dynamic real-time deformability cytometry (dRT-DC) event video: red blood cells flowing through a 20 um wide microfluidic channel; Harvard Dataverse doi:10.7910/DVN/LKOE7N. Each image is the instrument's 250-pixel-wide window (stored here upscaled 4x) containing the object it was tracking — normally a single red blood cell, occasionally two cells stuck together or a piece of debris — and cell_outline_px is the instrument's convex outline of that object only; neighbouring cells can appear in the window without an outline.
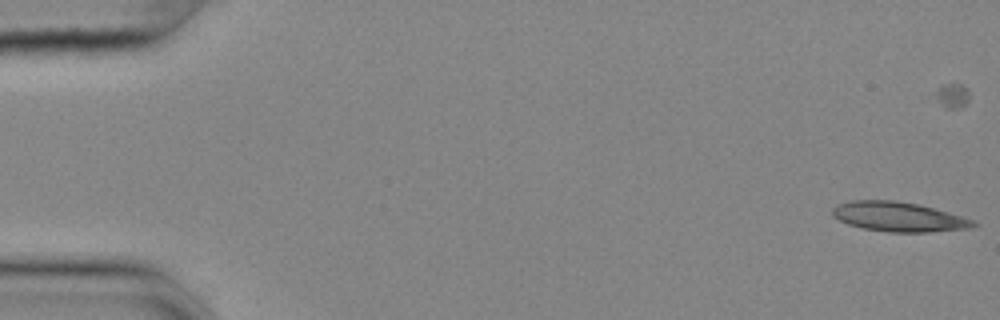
{"species": "common noctule bat (a hibernating species)", "species_latin": "Nyctalus noctula", "temperature_condition": "cold", "stored_images_in_passage": 47, "camera_frame_rate_fps": 3000, "um_per_image_px": 0.085, "animal": {"sex": "female", "body_mass_g": 25.1}, "frame": {"image": 1, "passage_image": 1, "time_ms": 0.0, "image_size_px": [1000, 320], "cell_outline_px": [[980, 224], [972, 228], [924, 232], [888, 232], [864, 228], [848, 224], [832, 216], [832, 208], [836, 204], [848, 200], [896, 200], [920, 204], [948, 212], [972, 220]], "centroid_in_image_um": [76.35, 18.41], "position_along_channel_um": 8.6, "area_um2": 24.39}}
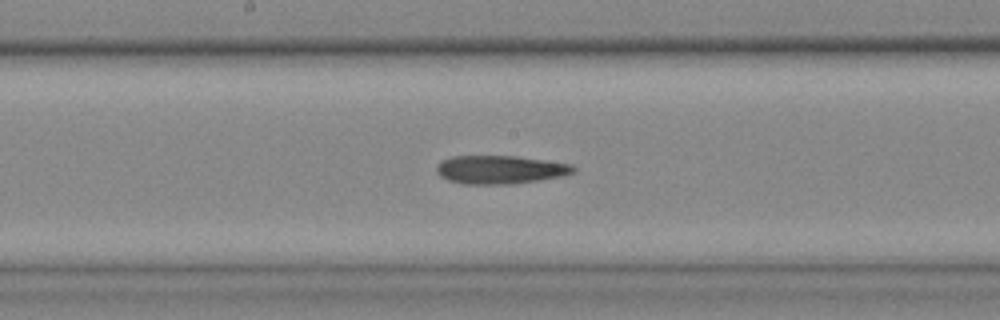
{"frame": {"image": 2, "passage_image": 29, "time_ms": 9.333, "image_size_px": [1000, 320], "cell_outline_px": [[576, 172], [560, 176], [536, 180], [508, 184], [464, 184], [448, 180], [440, 176], [436, 172], [436, 164], [440, 160], [452, 156], [516, 156], [572, 164], [576, 168]], "centroid_in_image_um": [42.46, 14.41], "position_along_channel_um": 205.7, "area_um2": 22.6}}
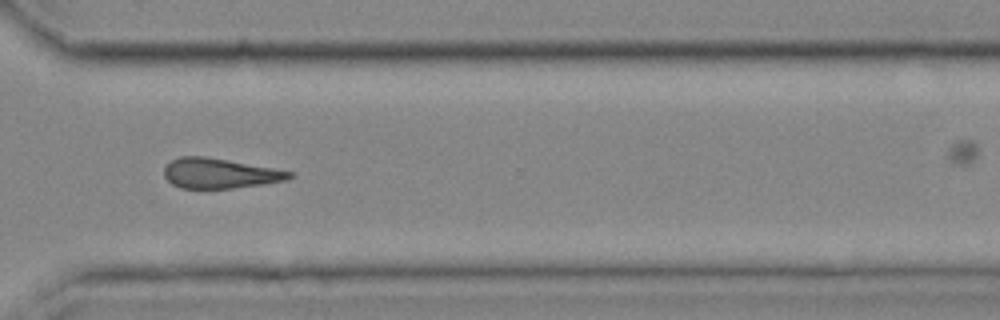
{"frame": {"image": 3, "passage_image": 41, "time_ms": 13.333, "image_size_px": [1000, 320], "cell_outline_px": [[292, 176], [288, 180], [232, 188], [180, 188], [172, 184], [164, 176], [164, 168], [172, 160], [180, 156], [204, 156], [228, 160], [272, 168], [292, 172]], "centroid_in_image_um": [18.64, 14.73], "position_along_channel_um": 352.0, "area_um2": 21.62}}